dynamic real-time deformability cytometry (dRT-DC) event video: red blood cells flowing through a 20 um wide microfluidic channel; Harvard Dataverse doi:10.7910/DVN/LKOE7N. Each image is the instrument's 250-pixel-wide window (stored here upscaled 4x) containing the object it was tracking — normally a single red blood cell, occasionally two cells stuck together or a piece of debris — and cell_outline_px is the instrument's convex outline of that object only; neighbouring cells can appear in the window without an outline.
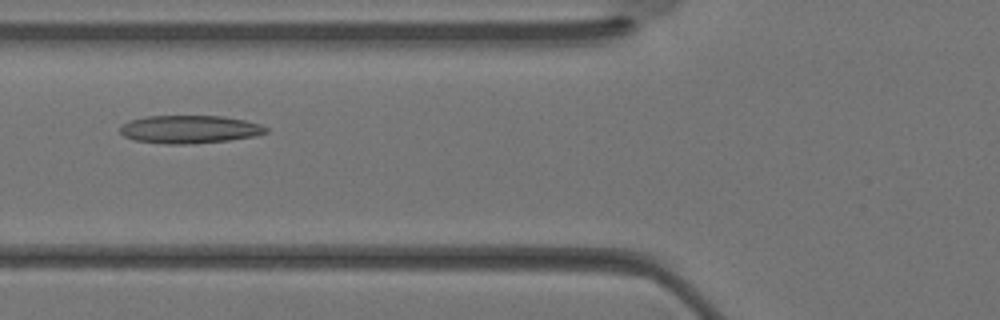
{"species": "Egyptian fruit bat (a non-hibernating species)", "species_latin": "Rousettus aegyptiacus", "temperature_condition": "warm", "stored_images_in_passage": 32, "camera_frame_rate_fps": 3000, "um_per_image_px": 0.085, "animal": {"sex": "female"}, "frame": {"image": 1, "passage_image": 12, "time_ms": 3.667, "image_size_px": [1000, 320], "cell_outline_px": [[268, 132], [256, 136], [228, 140], [196, 144], [168, 144], [136, 140], [124, 136], [120, 132], [120, 124], [128, 120], [144, 116], [220, 116], [244, 120], [260, 124], [268, 128]], "centroid_in_image_um": [16.09, 10.99], "position_along_channel_um": 109.7, "area_um2": 23.93}}
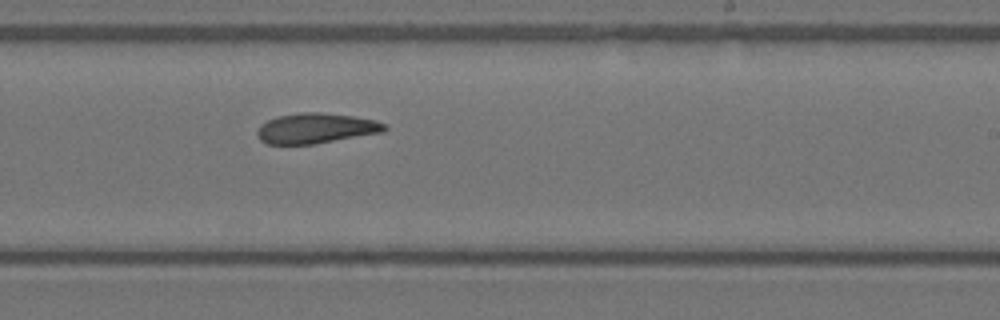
{"frame": {"image": 2, "passage_image": 20, "time_ms": 6.333, "image_size_px": [1000, 320], "cell_outline_px": [[388, 128], [384, 132], [316, 144], [268, 144], [260, 140], [256, 132], [260, 124], [276, 116], [296, 112], [320, 112], [352, 116], [376, 120], [384, 124]], "centroid_in_image_um": [26.84, 10.9], "position_along_channel_um": 262.2, "area_um2": 22.66}}
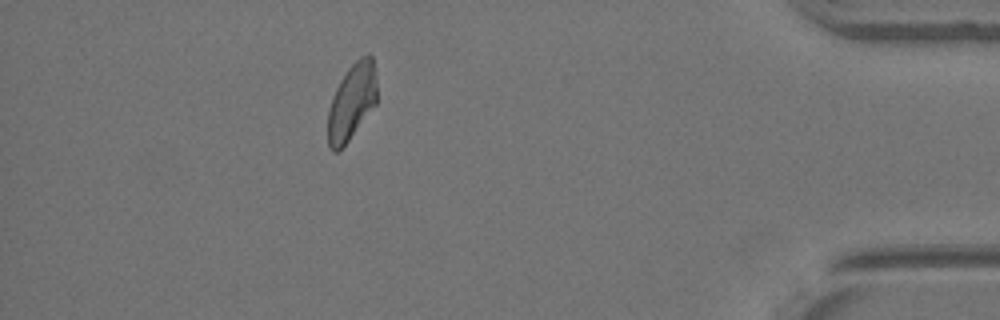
{"frame": {"image": 3, "passage_image": 30, "time_ms": 9.667, "image_size_px": [1000, 320], "cell_outline_px": [[376, 104], [348, 140], [336, 152], [332, 152], [328, 148], [328, 112], [332, 96], [340, 80], [348, 68], [360, 56], [368, 52], [372, 52], [376, 76]], "centroid_in_image_um": [29.9, 8.6], "position_along_channel_um": 405.3, "area_um2": 21.85}}